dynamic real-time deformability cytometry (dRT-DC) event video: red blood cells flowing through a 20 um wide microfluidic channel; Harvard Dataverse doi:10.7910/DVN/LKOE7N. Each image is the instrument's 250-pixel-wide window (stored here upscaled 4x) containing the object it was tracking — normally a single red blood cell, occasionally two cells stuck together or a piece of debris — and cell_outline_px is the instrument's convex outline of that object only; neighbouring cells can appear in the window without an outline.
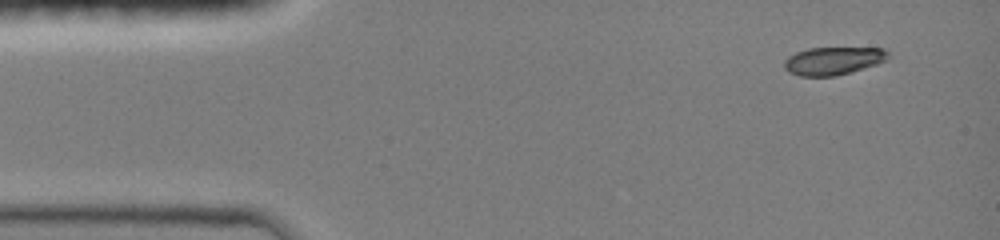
{"species": "common noctule bat (a hibernating species)", "species_latin": "Nyctalus noctula", "temperature_condition": "room temperature", "stored_images_in_passage": 26, "camera_frame_rate_fps": 3000, "um_per_image_px": 0.085, "animal": {"sex": "female", "body_mass_g": 19.0, "forearm_length_mm": 51.5}, "frame": {"image": 1, "passage_image": 1, "time_ms": 0.0, "image_size_px": [1000, 240], "cell_outline_px": [[888, 60], [876, 64], [836, 76], [800, 76], [788, 72], [784, 68], [784, 60], [788, 56], [796, 52], [808, 48], [884, 48], [888, 52]], "centroid_in_image_um": [70.79, 5.17], "position_along_channel_um": 14.2, "area_um2": 16.88}}
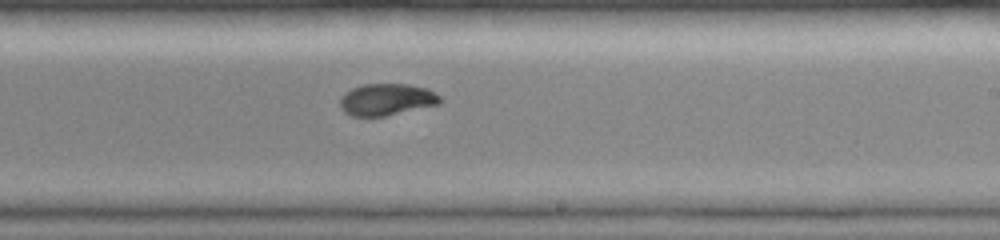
{"frame": {"image": 2, "passage_image": 11, "time_ms": 8.0, "image_size_px": [1000, 240], "cell_outline_px": [[444, 100], [440, 104], [384, 116], [352, 116], [344, 112], [340, 108], [340, 100], [344, 92], [352, 88], [364, 84], [408, 84], [428, 88], [440, 96]], "centroid_in_image_um": [32.88, 8.45], "position_along_channel_um": 256.1, "area_um2": 18.67}}
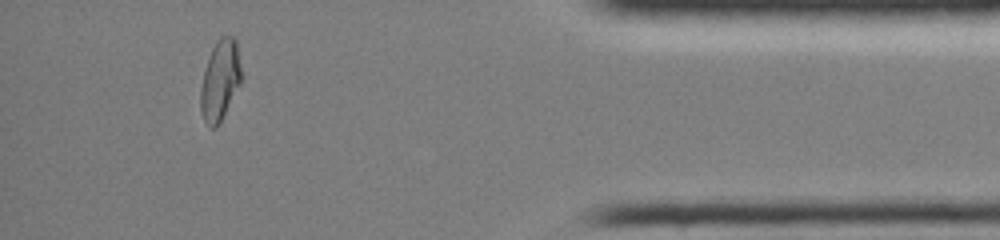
{"frame": {"image": 3, "passage_image": 23, "time_ms": 12.667, "image_size_px": [1000, 240], "cell_outline_px": [[240, 84], [220, 124], [216, 128], [212, 128], [204, 120], [200, 108], [200, 88], [208, 56], [212, 48], [220, 36], [232, 36], [236, 40], [240, 68]], "centroid_in_image_um": [18.69, 6.85], "position_along_channel_um": 416.5, "area_um2": 18.96}, "authors_computed_cell_mechanics": {"area_um2": 18.9006, "velocity_mm_per_s": 4.1791, "shape_relaxation_time_tau1_ms": 4.0184, "shape_relaxation_time_tau2_ms": 1.0051, "deformation_change_tau1": 0.1908, "deformation_change_tau2": 0.0334}}